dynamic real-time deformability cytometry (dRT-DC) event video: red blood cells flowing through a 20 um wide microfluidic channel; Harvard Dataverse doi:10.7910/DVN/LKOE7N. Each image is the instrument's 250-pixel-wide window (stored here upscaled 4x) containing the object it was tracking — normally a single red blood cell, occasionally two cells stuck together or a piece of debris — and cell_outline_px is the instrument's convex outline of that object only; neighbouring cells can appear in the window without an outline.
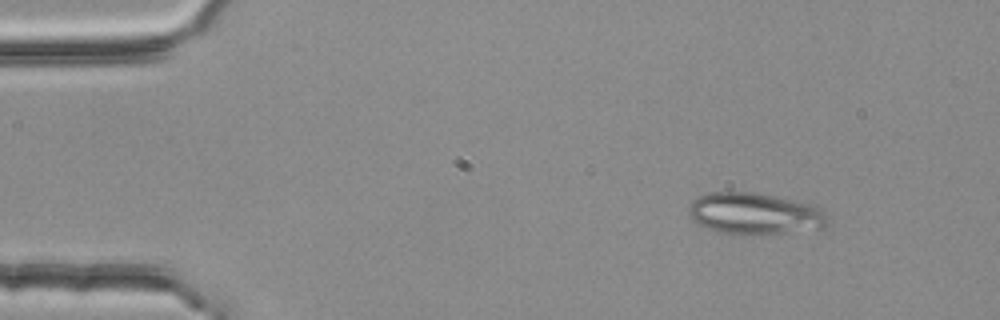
{"species": "common noctule bat (a hibernating species)", "species_latin": "Nyctalus noctula", "temperature_condition": "room temperature", "stored_images_in_passage": 4, "camera_frame_rate_fps": 3000, "um_per_image_px": 0.085, "animal": {"sex": "female", "body_mass_g": 25.1}, "frame": {"image": 1, "passage_image": 4, "time_ms": 1.0, "image_size_px": [1000, 320], "cell_outline_px": [[828, 224], [824, 228], [784, 232], [732, 236], [696, 224], [692, 220], [688, 212], [688, 208], [692, 200], [700, 196], [712, 192], [752, 192], [792, 200], [808, 204], [820, 208]], "centroid_in_image_um": [64.06, 18.18], "position_along_channel_um": 20.9, "area_um2": 33.41}}